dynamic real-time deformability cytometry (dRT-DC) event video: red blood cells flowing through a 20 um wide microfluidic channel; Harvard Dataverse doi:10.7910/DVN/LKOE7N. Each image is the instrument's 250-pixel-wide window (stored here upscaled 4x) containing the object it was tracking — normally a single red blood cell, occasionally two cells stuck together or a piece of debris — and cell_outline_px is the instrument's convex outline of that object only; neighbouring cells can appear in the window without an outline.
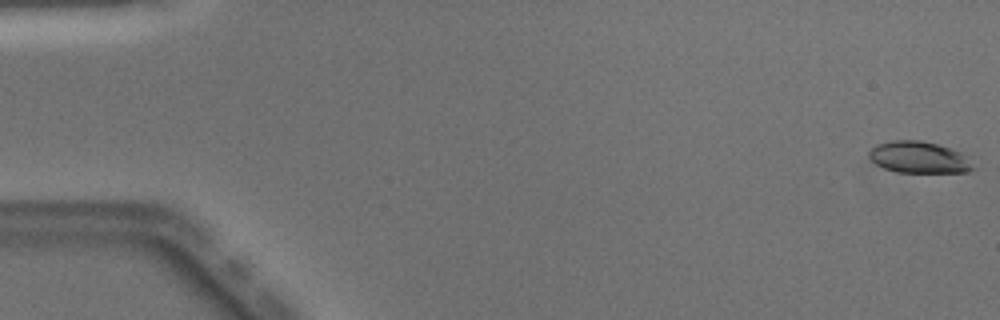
{"species": "Egyptian fruit bat (a non-hibernating species)", "species_latin": "Rousettus aegyptiacus", "temperature_condition": "warm", "stored_images_in_passage": 50, "camera_frame_rate_fps": 3000, "um_per_image_px": 0.085, "animal": {"sex": "male"}, "frame": {"image": 1, "passage_image": 1, "time_ms": 0.0, "image_size_px": [1000, 320], "cell_outline_px": [[976, 168], [968, 172], [896, 172], [884, 168], [876, 164], [868, 156], [868, 152], [876, 144], [892, 140], [920, 140], [936, 144], [960, 152]], "centroid_in_image_um": [78.07, 13.37], "position_along_channel_um": 6.9, "area_um2": 19.02}}
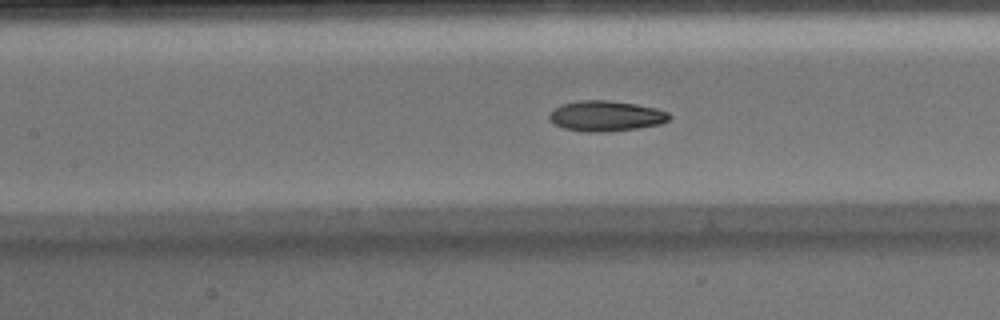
{"frame": {"image": 2, "passage_image": 23, "time_ms": 7.333, "image_size_px": [1000, 320], "cell_outline_px": [[672, 116], [668, 120], [660, 124], [636, 128], [608, 132], [584, 132], [564, 128], [548, 120], [548, 116], [552, 108], [560, 104], [580, 100], [608, 100], [636, 104], [656, 108], [668, 112]], "centroid_in_image_um": [51.47, 9.85], "position_along_channel_um": 155.9, "area_um2": 21.5}}
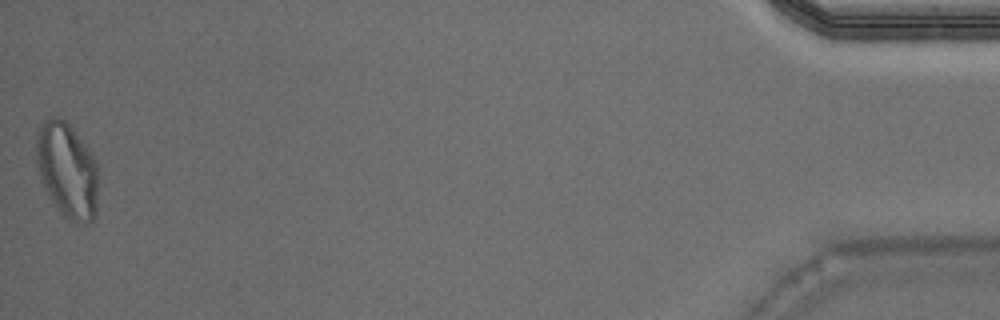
{"frame": {"image": 3, "passage_image": 50, "time_ms": 16.333, "image_size_px": [1000, 320], "cell_outline_px": [[96, 216], [88, 224], [76, 224], [68, 220], [60, 212], [44, 188], [36, 164], [36, 128], [44, 120], [52, 116], [60, 116], [68, 120], [92, 156], [96, 164]], "centroid_in_image_um": [5.67, 14.44], "position_along_channel_um": 429.5, "area_um2": 34.68}, "authors_computed_cell_mechanics": {"area_um2": 20.9236, "velocity_mm_per_s": 4.072, "shape_relaxation_time_tau1_ms": 11.1076, "shape_relaxation_time_tau2_ms": 2.3186, "deformation_change_tau1": 0.2655, "deformation_change_tau2": 0.0882}}